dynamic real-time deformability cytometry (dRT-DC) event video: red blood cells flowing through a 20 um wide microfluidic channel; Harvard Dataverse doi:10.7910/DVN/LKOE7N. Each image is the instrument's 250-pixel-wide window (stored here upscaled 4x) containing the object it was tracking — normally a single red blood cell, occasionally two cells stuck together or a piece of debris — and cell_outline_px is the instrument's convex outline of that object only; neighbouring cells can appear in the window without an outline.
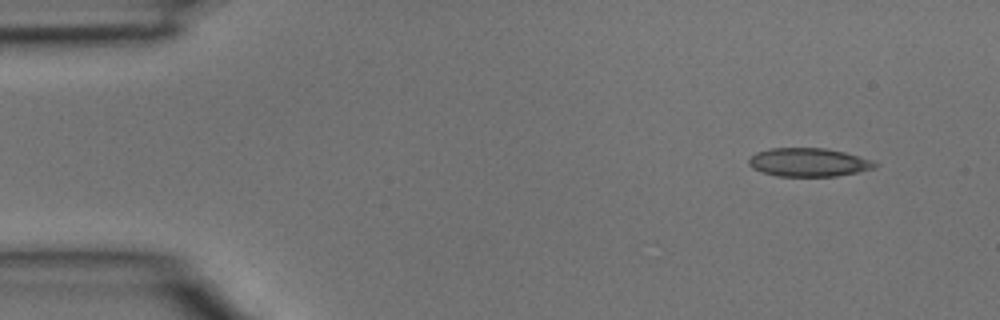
{"species": "common noctule bat (a hibernating species)", "species_latin": "Nyctalus noctula", "temperature_condition": "room temperature", "stored_images_in_passage": 3, "camera_frame_rate_fps": 3000, "um_per_image_px": 0.085, "animal": {"sex": "male", "body_mass_g": 15.6}, "frame": {"image": 1, "passage_image": 1, "time_ms": 0.0, "image_size_px": [1000, 320], "cell_outline_px": [[880, 164], [876, 168], [836, 176], [776, 176], [752, 168], [748, 164], [748, 160], [756, 152], [772, 148], [824, 148], [844, 152], [872, 160]], "centroid_in_image_um": [68.74, 13.8], "position_along_channel_um": 16.3, "area_um2": 20.87}}
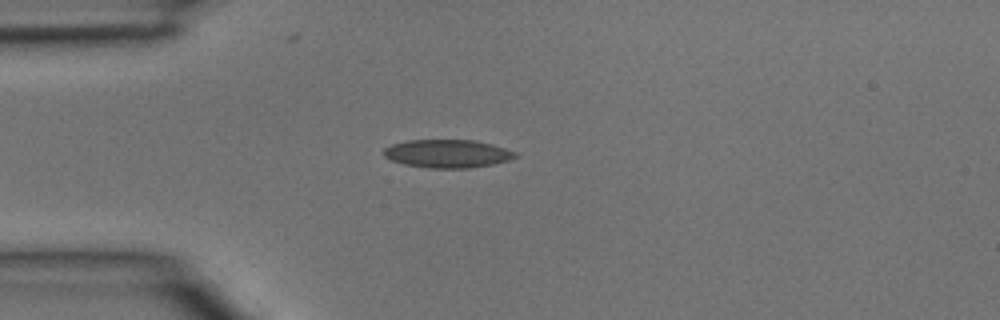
{"frame": {"image": 2, "passage_image": 3, "time_ms": 0.667, "image_size_px": [1000, 320], "cell_outline_px": [[520, 156], [508, 160], [492, 164], [472, 168], [428, 168], [404, 164], [392, 160], [384, 156], [384, 148], [392, 144], [408, 140], [472, 140], [492, 144], [516, 152]], "centroid_in_image_um": [38.05, 13.06], "position_along_channel_um": 47.0, "area_um2": 21.56}}